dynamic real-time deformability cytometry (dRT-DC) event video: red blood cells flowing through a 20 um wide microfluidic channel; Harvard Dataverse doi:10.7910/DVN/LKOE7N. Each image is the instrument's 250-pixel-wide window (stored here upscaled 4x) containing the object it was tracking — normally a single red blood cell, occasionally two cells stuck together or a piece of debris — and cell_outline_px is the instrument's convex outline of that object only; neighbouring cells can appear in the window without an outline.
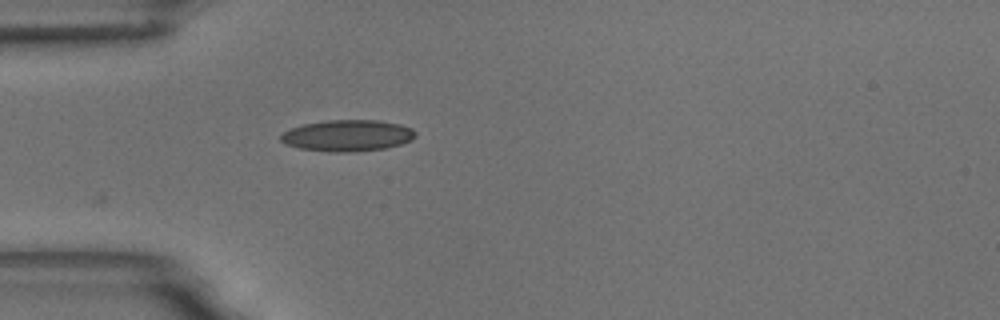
{"species": "common noctule bat (a hibernating species)", "species_latin": "Nyctalus noctula", "temperature_condition": "room temperature", "stored_images_in_passage": 28, "camera_frame_rate_fps": 3000, "um_per_image_px": 0.085, "animal": {"sex": "male", "body_mass_g": 18.8}, "frame": {"image": 1, "passage_image": 1, "time_ms": 0.0, "image_size_px": [1000, 320], "cell_outline_px": [[416, 136], [412, 140], [400, 144], [384, 148], [352, 152], [328, 152], [300, 148], [288, 144], [280, 140], [280, 136], [284, 132], [292, 128], [304, 124], [328, 120], [380, 120], [400, 124], [412, 128], [416, 132]], "centroid_in_image_um": [29.58, 11.52], "position_along_channel_um": 55.4, "area_um2": 24.57}}
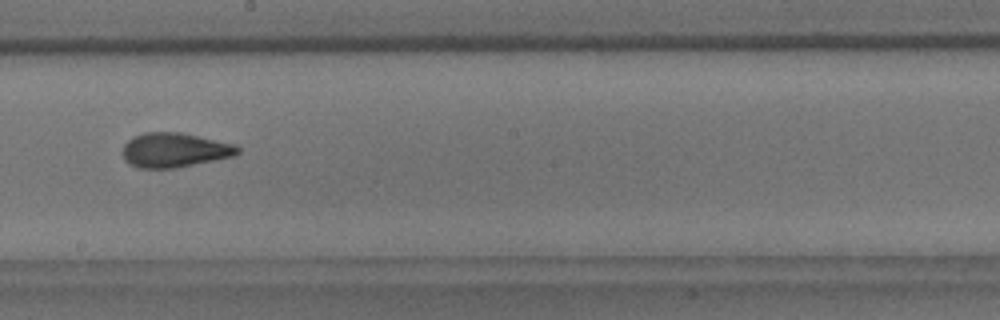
{"frame": {"image": 2, "passage_image": 16, "time_ms": 5.0, "image_size_px": [1000, 320], "cell_outline_px": [[240, 152], [232, 156], [216, 160], [176, 168], [136, 168], [128, 164], [124, 160], [124, 144], [132, 136], [144, 132], [180, 132], [236, 144], [240, 148]], "centroid_in_image_um": [14.83, 12.76], "position_along_channel_um": 233.4, "area_um2": 23.29}}
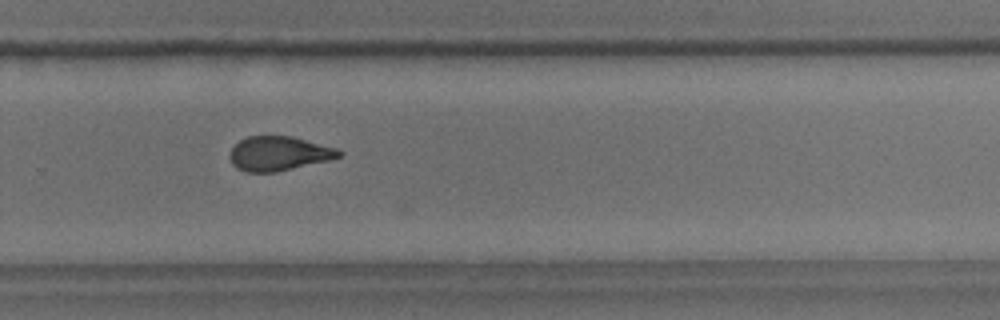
{"frame": {"image": 3, "passage_image": 22, "time_ms": 7.0, "image_size_px": [1000, 320], "cell_outline_px": [[344, 152], [340, 156], [328, 160], [276, 172], [244, 172], [236, 168], [232, 164], [228, 156], [232, 148], [240, 140], [248, 136], [292, 136], [336, 148]], "centroid_in_image_um": [23.66, 13.05], "position_along_channel_um": 306.1, "area_um2": 21.79}}